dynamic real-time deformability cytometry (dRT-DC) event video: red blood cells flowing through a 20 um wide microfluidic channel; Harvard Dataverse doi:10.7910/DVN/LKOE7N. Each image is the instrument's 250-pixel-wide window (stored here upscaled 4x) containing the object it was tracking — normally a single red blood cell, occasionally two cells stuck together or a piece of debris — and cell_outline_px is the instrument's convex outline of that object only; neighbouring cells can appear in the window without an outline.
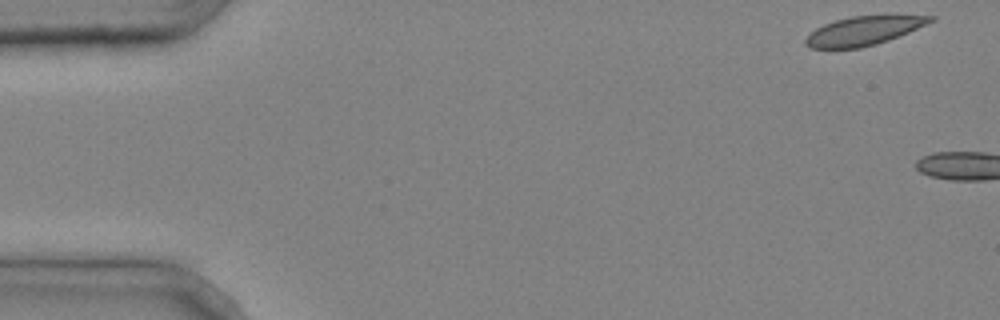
{"species": "common noctule bat (a hibernating species)", "species_latin": "Nyctalus noctula", "temperature_condition": "cold", "stored_images_in_passage": 3, "camera_frame_rate_fps": 3000, "um_per_image_px": 0.085, "animal": {"sex": "male", "body_mass_g": 20.4}, "frame": {"image": 1, "passage_image": 1, "time_ms": 0.0, "image_size_px": [1000, 320], "cell_outline_px": [[936, 20], [908, 32], [888, 40], [876, 44], [860, 48], [808, 48], [804, 44], [804, 40], [816, 28], [824, 24], [836, 20], [852, 16], [936, 16]], "centroid_in_image_um": [73.38, 2.63], "position_along_channel_um": 11.6, "area_um2": 20.63}}